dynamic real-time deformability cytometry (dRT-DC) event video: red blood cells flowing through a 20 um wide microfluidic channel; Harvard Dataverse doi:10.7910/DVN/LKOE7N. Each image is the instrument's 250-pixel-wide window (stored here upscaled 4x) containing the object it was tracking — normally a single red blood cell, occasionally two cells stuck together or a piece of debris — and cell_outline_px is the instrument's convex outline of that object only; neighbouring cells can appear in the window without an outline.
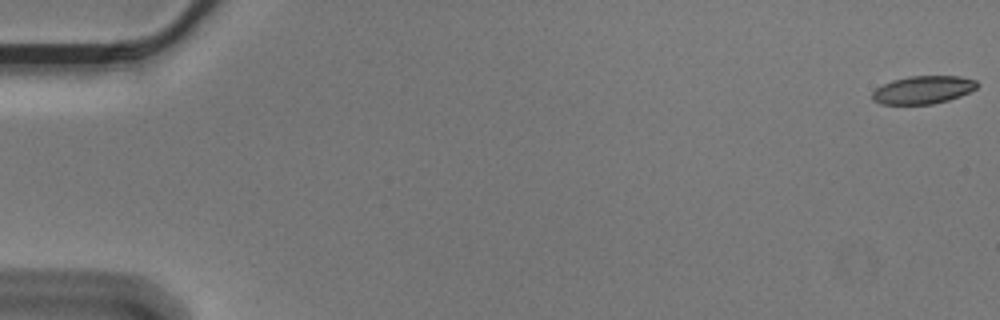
{"species": "Egyptian fruit bat (a non-hibernating species)", "species_latin": "Rousettus aegyptiacus", "temperature_condition": "cold", "stored_images_in_passage": 57, "camera_frame_rate_fps": 3000, "um_per_image_px": 0.085, "animal": {"sex": "male"}, "frame": {"image": 1, "passage_image": 1, "time_ms": 0.0, "image_size_px": [1000, 320], "cell_outline_px": [[980, 84], [976, 88], [960, 96], [948, 100], [932, 104], [880, 104], [872, 100], [872, 92], [876, 88], [892, 80], [908, 76], [960, 76], [976, 80]], "centroid_in_image_um": [78.46, 7.63], "position_along_channel_um": 6.5, "area_um2": 17.11}}
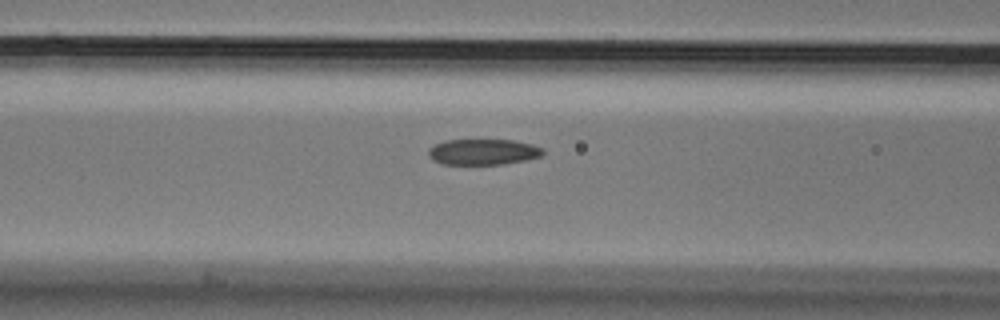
{"frame": {"image": 2, "passage_image": 24, "time_ms": 7.667, "image_size_px": [1000, 320], "cell_outline_px": [[544, 152], [540, 156], [524, 160], [504, 164], [440, 164], [432, 160], [428, 156], [428, 148], [444, 140], [512, 140], [532, 144], [544, 148]], "centroid_in_image_um": [41.03, 12.91], "position_along_channel_um": 125.6, "area_um2": 17.28}}
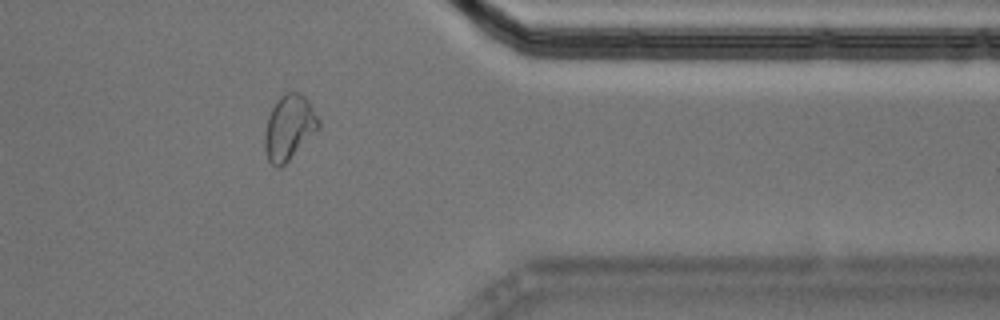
{"frame": {"image": 3, "passage_image": 47, "time_ms": 15.333, "image_size_px": [1000, 320], "cell_outline_px": [[320, 128], [280, 168], [276, 168], [268, 160], [264, 148], [264, 132], [268, 116], [276, 100], [280, 96], [288, 92], [296, 92], [304, 96], [308, 100], [320, 120]], "centroid_in_image_um": [24.56, 10.83], "position_along_channel_um": 386.8, "area_um2": 20.35}, "authors_computed_cell_mechanics": {"area_um2": 18.496, "velocity_mm_per_s": 3.5637, "shape_relaxation_time_tau1_ms": 7.8323, "shape_relaxation_time_tau2_ms": 2.676, "deformation_change_tau1": 0.1707, "deformation_change_tau2": 0.0918}}